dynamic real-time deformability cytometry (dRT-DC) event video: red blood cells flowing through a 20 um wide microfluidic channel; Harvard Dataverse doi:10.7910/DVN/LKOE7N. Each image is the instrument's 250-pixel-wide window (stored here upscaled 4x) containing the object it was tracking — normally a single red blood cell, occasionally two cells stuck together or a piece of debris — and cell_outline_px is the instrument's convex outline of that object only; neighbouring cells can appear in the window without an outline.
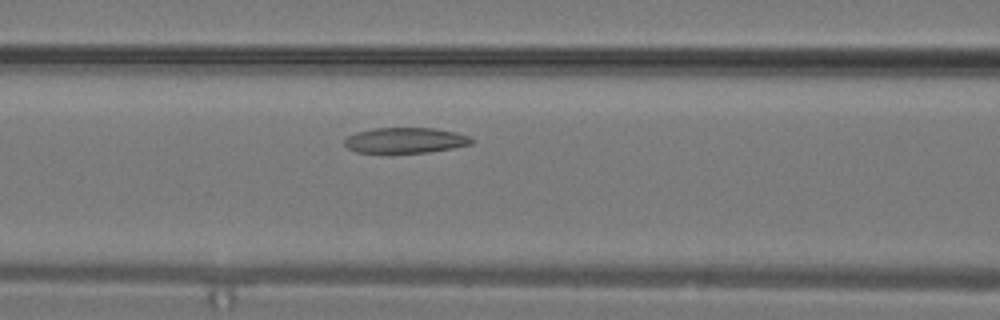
{"species": "common noctule bat (a hibernating species)", "species_latin": "Nyctalus noctula", "temperature_condition": "warm", "stored_images_in_passage": 15, "camera_frame_rate_fps": 3000, "um_per_image_px": 0.085, "animal": {"sex": "male", "body_mass_g": 19.2, "forearm_length_mm": 51.8}, "frame": {"image": 1, "passage_image": 11, "time_ms": 3.333, "image_size_px": [1000, 320], "cell_outline_px": [[476, 140], [472, 144], [452, 148], [428, 152], [356, 152], [348, 148], [344, 144], [344, 140], [348, 136], [356, 132], [376, 128], [432, 128], [456, 132], [472, 136]], "centroid_in_image_um": [34.51, 11.92], "position_along_channel_um": 132.1, "area_um2": 18.84}}
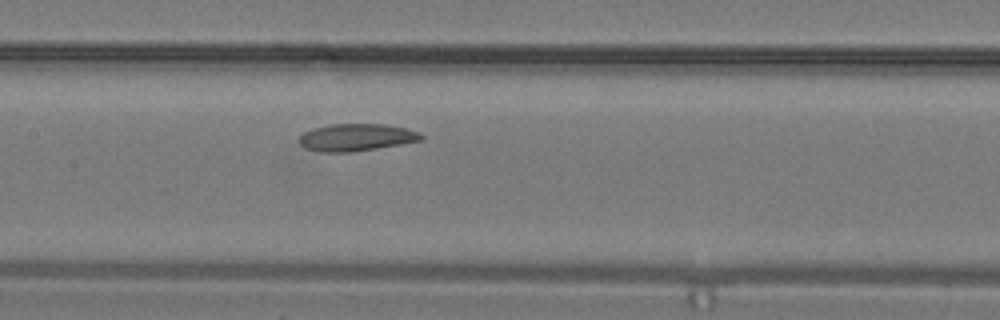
{"frame": {"image": 2, "passage_image": 13, "time_ms": 4.0, "image_size_px": [1000, 320], "cell_outline_px": [[424, 136], [420, 140], [400, 144], [352, 152], [320, 152], [304, 148], [300, 144], [300, 136], [304, 132], [312, 128], [332, 124], [388, 124], [420, 132]], "centroid_in_image_um": [30.26, 11.67], "position_along_channel_um": 177.1, "area_um2": 19.31}}
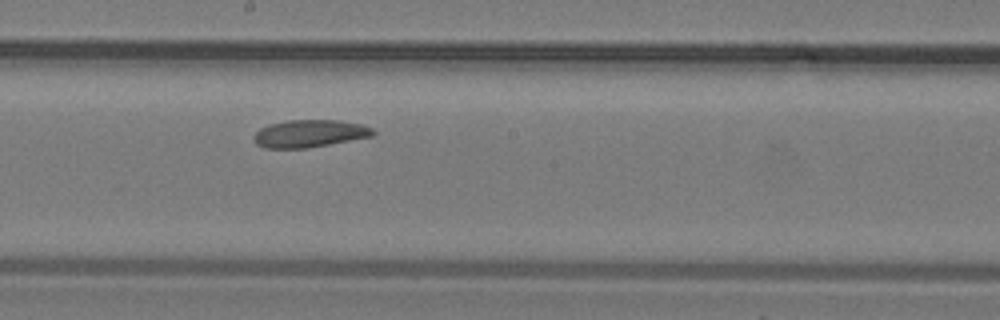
{"frame": {"image": 3, "passage_image": 15, "time_ms": 4.667, "image_size_px": [1000, 320], "cell_outline_px": [[376, 132], [372, 136], [308, 148], [264, 148], [256, 144], [252, 136], [260, 128], [268, 124], [288, 120], [340, 120], [360, 124], [372, 128]], "centroid_in_image_um": [26.28, 11.35], "position_along_channel_um": 221.9, "area_um2": 19.13}}